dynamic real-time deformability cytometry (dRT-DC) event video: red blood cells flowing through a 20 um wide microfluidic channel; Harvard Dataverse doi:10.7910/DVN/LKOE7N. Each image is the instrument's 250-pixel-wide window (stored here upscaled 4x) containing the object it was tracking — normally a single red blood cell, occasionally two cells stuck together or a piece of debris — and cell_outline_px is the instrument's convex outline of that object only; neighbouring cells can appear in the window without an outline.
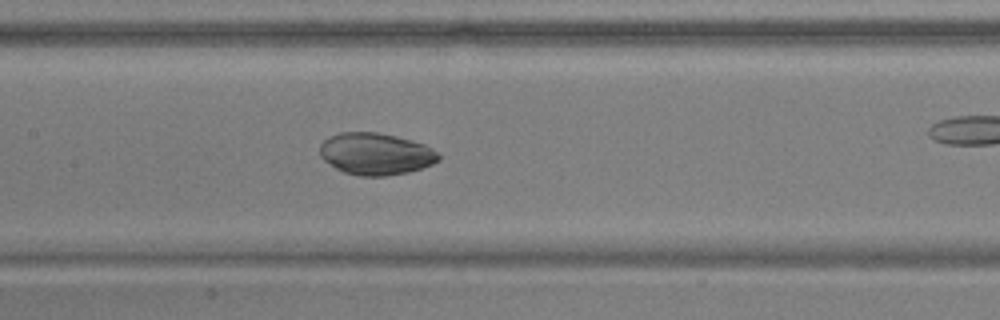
{"species": "common noctule bat (a hibernating species)", "species_latin": "Nyctalus noctula", "temperature_condition": "warm", "stored_images_in_passage": 43, "camera_frame_rate_fps": 3000, "um_per_image_px": 0.085, "animal": {"sex": "male", "body_mass_g": 17.9, "forearm_length_mm": 54.2}, "frame": {"image": 1, "passage_image": 26, "time_ms": 8.333, "image_size_px": [1000, 320], "cell_outline_px": [[440, 160], [432, 164], [408, 172], [384, 176], [360, 176], [344, 172], [336, 168], [324, 160], [320, 156], [320, 144], [328, 136], [340, 132], [376, 132], [396, 136], [412, 140], [424, 144], [432, 148], [440, 156]], "centroid_in_image_um": [31.92, 13.07], "position_along_channel_um": 175.5, "area_um2": 29.02}}
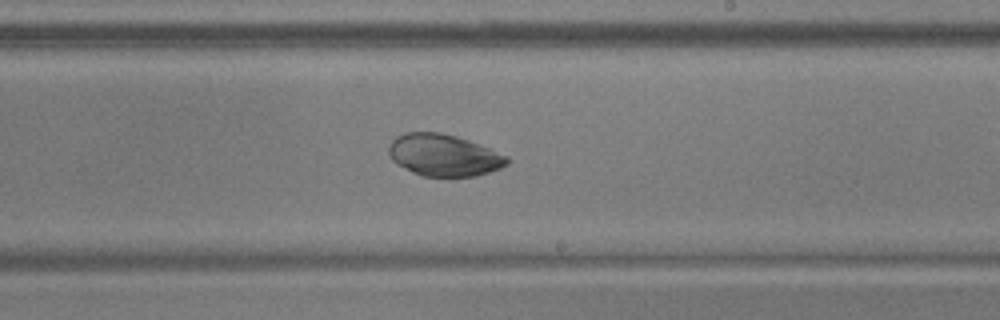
{"frame": {"image": 2, "passage_image": 32, "time_ms": 10.333, "image_size_px": [1000, 320], "cell_outline_px": [[512, 160], [508, 164], [500, 168], [476, 176], [424, 176], [412, 172], [392, 160], [388, 152], [388, 144], [396, 136], [404, 132], [440, 132], [456, 136], [488, 148], [508, 156]], "centroid_in_image_um": [37.71, 13.18], "position_along_channel_um": 251.3, "area_um2": 28.78}}
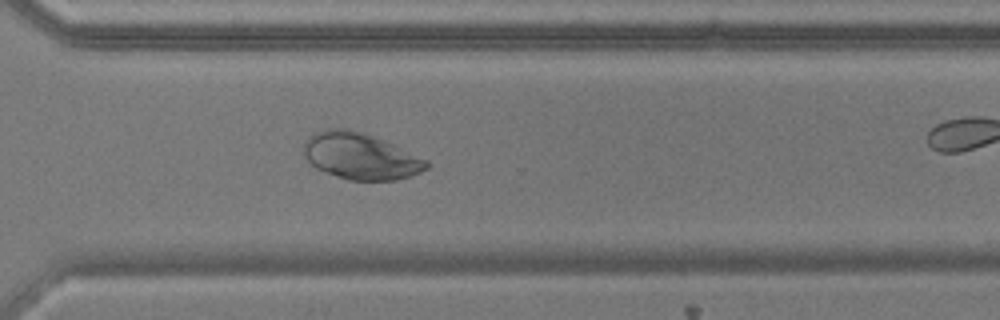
{"frame": {"image": 3, "passage_image": 39, "time_ms": 12.667, "image_size_px": [1000, 320], "cell_outline_px": [[432, 164], [428, 168], [412, 176], [396, 180], [348, 180], [336, 176], [316, 168], [304, 156], [304, 140], [312, 132], [320, 128], [344, 128], [364, 132], [428, 160]], "centroid_in_image_um": [30.61, 13.26], "position_along_channel_um": 340.0, "area_um2": 33.47}}